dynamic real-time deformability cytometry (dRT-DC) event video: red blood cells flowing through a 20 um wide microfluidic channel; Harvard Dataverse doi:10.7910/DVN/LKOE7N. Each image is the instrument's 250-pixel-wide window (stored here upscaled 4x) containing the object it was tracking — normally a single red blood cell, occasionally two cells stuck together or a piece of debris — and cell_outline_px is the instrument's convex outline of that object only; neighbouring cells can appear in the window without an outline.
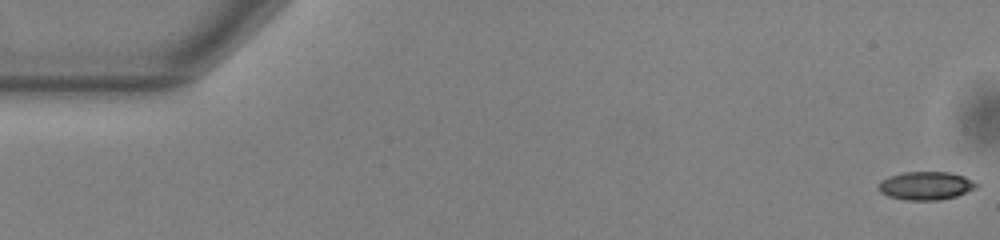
{"species": "common noctule bat (a hibernating species)", "species_latin": "Nyctalus noctula", "temperature_condition": "warm", "stored_images_in_passage": 54, "camera_frame_rate_fps": 3000, "um_per_image_px": 0.085, "animal": {"sex": "male", "body_mass_g": 13.0, "forearm_length_mm": 53.1}, "frame": {"image": 1, "passage_image": 1, "time_ms": 0.0, "image_size_px": [1000, 240], "cell_outline_px": [[980, 184], [976, 188], [956, 196], [940, 200], [908, 200], [888, 196], [880, 192], [880, 180], [888, 176], [904, 172], [952, 172], [964, 176]], "centroid_in_image_um": [78.72, 15.78], "position_along_channel_um": 6.3, "area_um2": 16.13}}
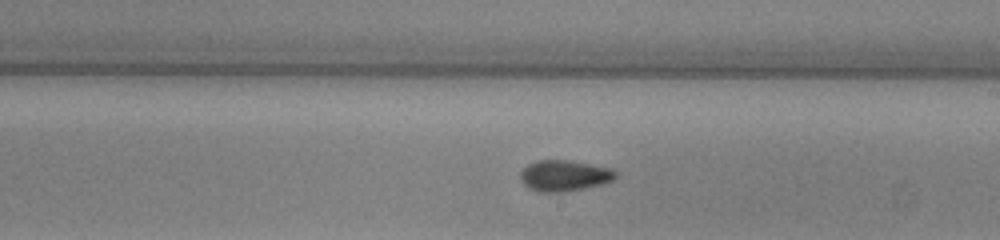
{"frame": {"image": 2, "passage_image": 31, "time_ms": 10.0, "image_size_px": [1000, 240], "cell_outline_px": [[616, 176], [612, 180], [604, 184], [584, 188], [560, 192], [540, 192], [528, 188], [520, 180], [520, 172], [528, 164], [536, 160], [564, 160], [612, 168], [616, 172]], "centroid_in_image_um": [47.94, 14.93], "position_along_channel_um": 241.1, "area_um2": 17.11}}
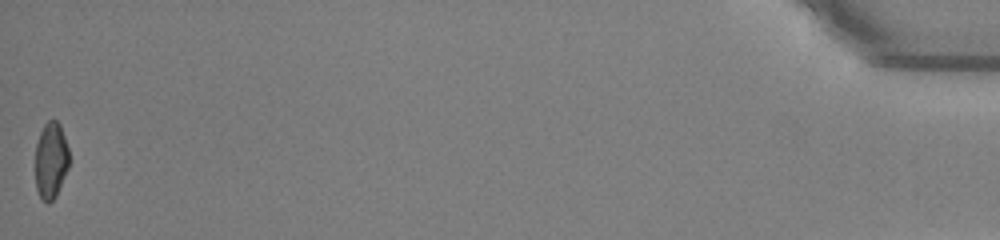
{"frame": {"image": 3, "passage_image": 54, "time_ms": 17.667, "image_size_px": [1000, 240], "cell_outline_px": [[68, 168], [56, 196], [48, 204], [40, 196], [36, 188], [36, 144], [40, 132], [44, 124], [48, 120], [56, 120], [60, 124], [68, 148]], "centroid_in_image_um": [4.32, 13.62], "position_along_channel_um": 430.9, "area_um2": 14.91}, "authors_computed_cell_mechanics": {"area_um2": 16.2996, "velocity_mm_per_s": 3.8388, "shape_relaxation_time_tau1_ms": 5.7265, "shape_relaxation_time_tau2_ms": 3.9868, "deformation_change_tau1": 0.1366, "deformation_change_tau2": 0.1024}}